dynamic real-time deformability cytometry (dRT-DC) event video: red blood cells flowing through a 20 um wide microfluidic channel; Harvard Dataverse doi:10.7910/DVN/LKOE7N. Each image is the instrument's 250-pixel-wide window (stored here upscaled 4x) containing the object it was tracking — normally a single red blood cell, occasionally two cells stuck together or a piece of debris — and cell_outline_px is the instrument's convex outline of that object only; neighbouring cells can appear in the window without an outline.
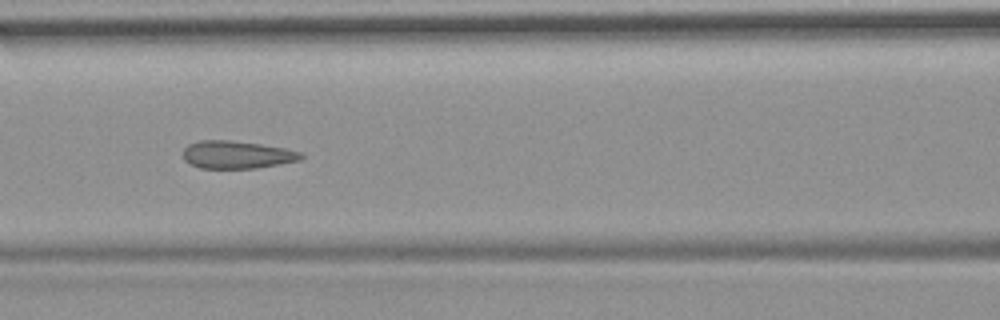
{"species": "common noctule bat (a hibernating species)", "species_latin": "Nyctalus noctula", "temperature_condition": "room temperature", "stored_images_in_passage": 8, "camera_frame_rate_fps": 3000, "um_per_image_px": 0.085, "animal": {"sex": "female", "body_mass_g": 19.9}, "frame": {"image": 1, "passage_image": 7, "time_ms": 7.0, "image_size_px": [1000, 320], "cell_outline_px": [[304, 156], [300, 160], [256, 168], [200, 168], [184, 160], [184, 148], [188, 144], [200, 140], [232, 140], [260, 144], [284, 148], [304, 152]], "centroid_in_image_um": [20.15, 13.14], "position_along_channel_um": 146.4, "area_um2": 19.02}}
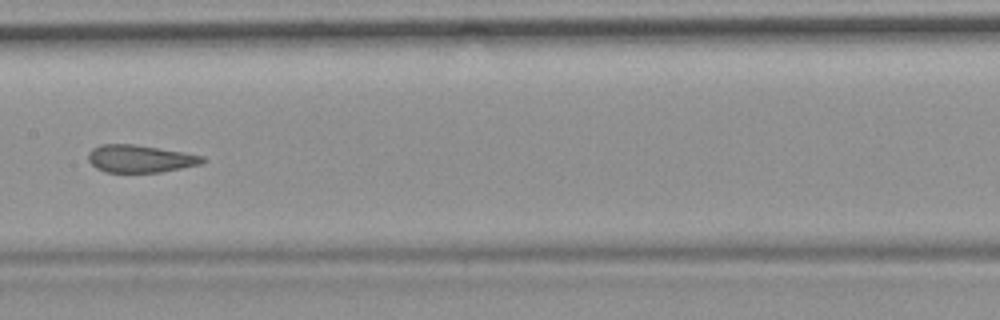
{"frame": {"image": 2, "passage_image": 8, "time_ms": 8.333, "image_size_px": [1000, 320], "cell_outline_px": [[208, 160], [200, 164], [160, 172], [104, 172], [96, 168], [88, 160], [88, 152], [92, 148], [100, 144], [136, 144], [184, 152], [204, 156]], "centroid_in_image_um": [11.9, 13.48], "position_along_channel_um": 195.5, "area_um2": 18.44}}